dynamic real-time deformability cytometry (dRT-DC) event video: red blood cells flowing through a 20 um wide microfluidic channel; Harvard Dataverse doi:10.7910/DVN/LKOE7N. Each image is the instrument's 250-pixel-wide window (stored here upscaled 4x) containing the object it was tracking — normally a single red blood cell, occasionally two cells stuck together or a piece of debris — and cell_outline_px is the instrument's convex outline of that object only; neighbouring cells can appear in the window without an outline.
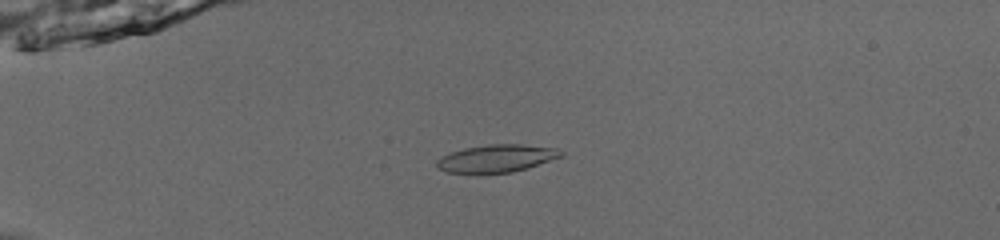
{"species": "common noctule bat (a hibernating species)", "species_latin": "Nyctalus noctula", "temperature_condition": "room temperature", "stored_images_in_passage": 54, "camera_frame_rate_fps": 3000, "um_per_image_px": 0.085, "animal": {"sex": "male", "body_mass_g": 13.0, "forearm_length_mm": 53.1}, "frame": {"image": 1, "passage_image": 16, "time_ms": 5.0, "image_size_px": [1000, 240], "cell_outline_px": [[564, 156], [528, 168], [512, 172], [480, 176], [448, 172], [436, 168], [436, 160], [440, 156], [464, 148], [488, 144], [520, 144], [556, 148], [564, 152]], "centroid_in_image_um": [42.17, 13.5], "position_along_channel_um": 42.8, "area_um2": 20.81}}
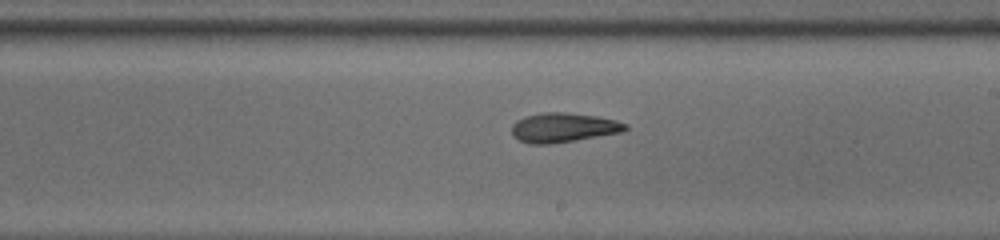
{"frame": {"image": 2, "passage_image": 34, "time_ms": 11.0, "image_size_px": [1000, 240], "cell_outline_px": [[628, 128], [624, 132], [552, 144], [532, 144], [520, 140], [512, 136], [512, 124], [516, 120], [528, 116], [544, 112], [564, 112], [596, 116], [616, 120], [628, 124]], "centroid_in_image_um": [47.91, 10.85], "position_along_channel_um": 241.1, "area_um2": 19.54}}
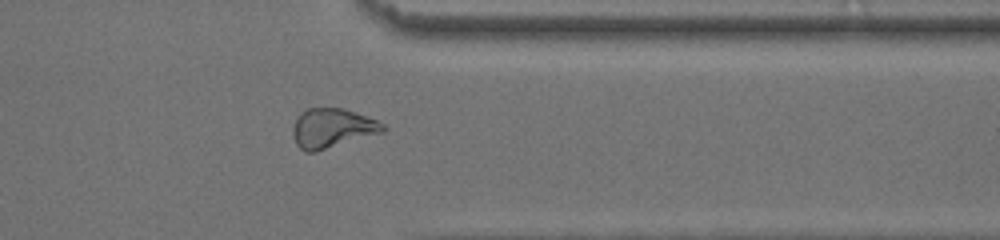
{"frame": {"image": 3, "passage_image": 45, "time_ms": 14.667, "image_size_px": [1000, 240], "cell_outline_px": [[384, 132], [316, 152], [304, 152], [296, 144], [292, 132], [292, 128], [300, 112], [308, 108], [340, 108], [356, 112], [376, 120], [384, 124]], "centroid_in_image_um": [28.22, 10.9], "position_along_channel_um": 383.2, "area_um2": 20.69}, "authors_computed_cell_mechanics": {"area_um2": 20.4034, "velocity_mm_per_s": 3.9157, "shape_relaxation_time_tau1_ms": 5.1306, "shape_relaxation_time_tau2_ms": 4.4918, "deformation_change_tau1": 0.1637, "deformation_change_tau2": 0.129}}